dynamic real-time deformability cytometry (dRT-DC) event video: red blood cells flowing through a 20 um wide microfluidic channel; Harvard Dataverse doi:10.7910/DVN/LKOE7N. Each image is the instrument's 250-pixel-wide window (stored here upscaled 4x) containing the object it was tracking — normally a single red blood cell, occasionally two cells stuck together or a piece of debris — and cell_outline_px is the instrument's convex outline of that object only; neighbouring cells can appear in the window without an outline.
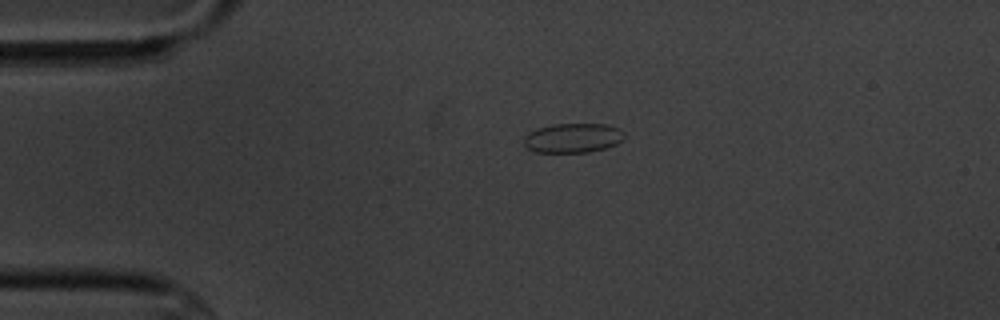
{"species": "common noctule bat (a hibernating species)", "species_latin": "Nyctalus noctula", "temperature_condition": "cold", "stored_images_in_passage": 2, "camera_frame_rate_fps": 3000, "um_per_image_px": 0.085, "animal": {"sex": "male", "body_mass_g": 20.1, "forearm_length_mm": 53.5}, "frame": {"image": 1, "passage_image": 1, "time_ms": 0.0, "image_size_px": [1000, 320], "cell_outline_px": [[624, 136], [616, 144], [604, 148], [588, 152], [536, 152], [528, 148], [524, 144], [524, 136], [540, 128], [552, 124], [604, 124], [616, 128], [624, 132]], "centroid_in_image_um": [48.68, 11.73], "position_along_channel_um": 36.3, "area_um2": 16.88}}